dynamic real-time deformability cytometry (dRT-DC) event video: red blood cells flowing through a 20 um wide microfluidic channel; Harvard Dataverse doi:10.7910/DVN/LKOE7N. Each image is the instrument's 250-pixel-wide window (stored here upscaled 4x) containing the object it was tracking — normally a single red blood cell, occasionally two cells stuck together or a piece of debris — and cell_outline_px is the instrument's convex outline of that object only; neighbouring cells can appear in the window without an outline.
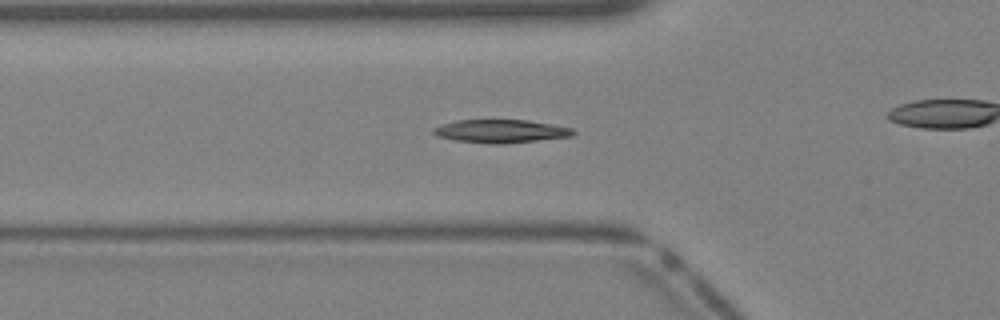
{"species": "Egyptian fruit bat (a non-hibernating species)", "species_latin": "Rousettus aegyptiacus", "temperature_condition": "warm", "stored_images_in_passage": 40, "camera_frame_rate_fps": 3000, "um_per_image_px": 0.085, "animal": {"sex": "female"}, "frame": {"image": 1, "passage_image": 14, "time_ms": 4.333, "image_size_px": [1000, 320], "cell_outline_px": [[576, 132], [572, 136], [500, 144], [492, 144], [452, 140], [436, 136], [432, 132], [432, 128], [440, 124], [456, 120], [528, 120], [572, 128]], "centroid_in_image_um": [42.49, 11.15], "position_along_channel_um": 83.3, "area_um2": 18.9}}
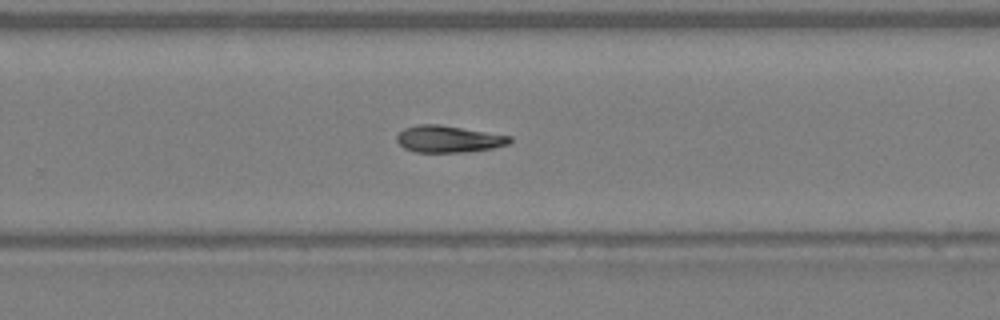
{"frame": {"image": 2, "passage_image": 26, "time_ms": 8.333, "image_size_px": [1000, 320], "cell_outline_px": [[512, 140], [508, 144], [492, 148], [464, 152], [416, 152], [404, 148], [396, 140], [396, 136], [404, 128], [420, 124], [440, 124], [512, 136]], "centroid_in_image_um": [38.12, 11.81], "position_along_channel_um": 291.7, "area_um2": 17.63}}
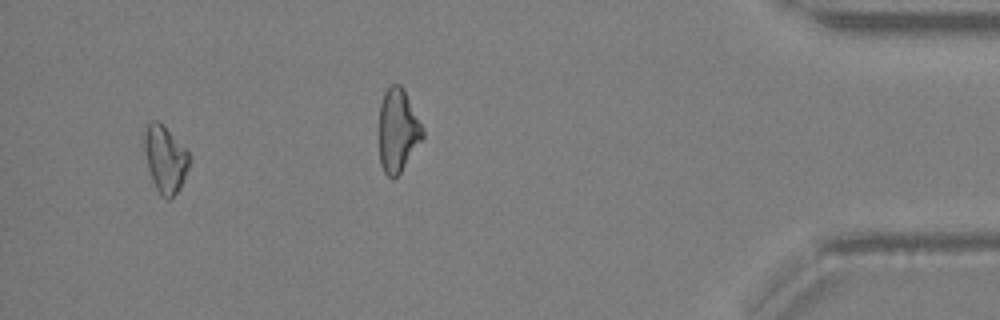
{"frame": {"image": 3, "passage_image": 38, "time_ms": 12.333, "image_size_px": [1000, 320], "cell_outline_px": [[192, 160], [180, 188], [168, 200], [160, 196], [152, 180], [148, 168], [144, 148], [144, 132], [148, 124], [152, 120], [156, 120], [192, 156]], "centroid_in_image_um": [14.05, 13.57], "position_along_channel_um": 421.2, "area_um2": 17.22}}